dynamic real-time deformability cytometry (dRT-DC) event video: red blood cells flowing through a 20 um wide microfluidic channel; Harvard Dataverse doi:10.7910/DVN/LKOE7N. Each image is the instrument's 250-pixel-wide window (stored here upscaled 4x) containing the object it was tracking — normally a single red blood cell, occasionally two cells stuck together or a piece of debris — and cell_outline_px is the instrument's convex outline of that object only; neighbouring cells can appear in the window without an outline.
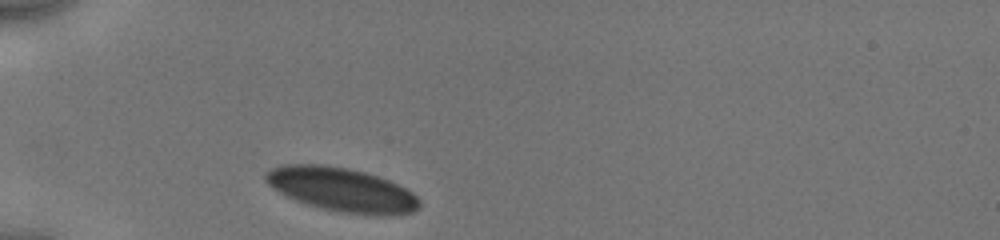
{"species": "human", "species_latin": "Homo sapiens", "temperature_condition": "cold", "stored_images_in_passage": 4, "camera_frame_rate_fps": 3000, "um_per_image_px": 0.085, "donor": {"sex": "male"}, "frame": {"image": 1, "passage_image": 1, "time_ms": 0.0, "image_size_px": [1000, 240], "cell_outline_px": [[420, 208], [412, 212], [392, 216], [376, 216], [344, 212], [324, 208], [308, 204], [296, 200], [272, 188], [264, 180], [264, 172], [280, 164], [324, 164], [348, 168], [364, 172], [388, 180], [412, 192], [420, 200]], "centroid_in_image_um": [29.04, 16.11], "position_along_channel_um": 56.0, "area_um2": 39.36}}
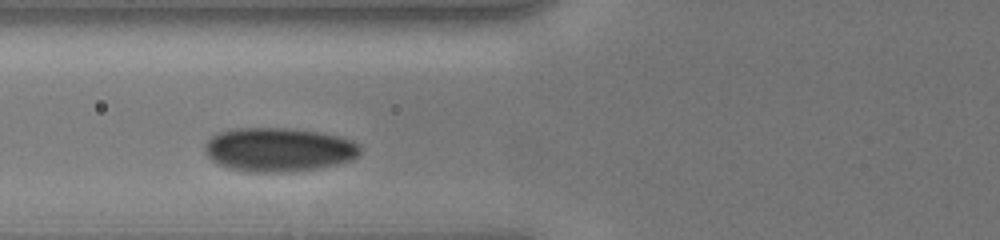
{"frame": {"image": 2, "passage_image": 3, "time_ms": 1.667, "image_size_px": [1000, 240], "cell_outline_px": [[360, 152], [352, 160], [320, 168], [284, 172], [248, 172], [228, 168], [216, 164], [204, 152], [204, 144], [216, 132], [236, 128], [296, 128], [320, 132], [340, 136], [352, 140], [360, 144]], "centroid_in_image_um": [23.67, 12.71], "position_along_channel_um": 102.1, "area_um2": 40.23}}